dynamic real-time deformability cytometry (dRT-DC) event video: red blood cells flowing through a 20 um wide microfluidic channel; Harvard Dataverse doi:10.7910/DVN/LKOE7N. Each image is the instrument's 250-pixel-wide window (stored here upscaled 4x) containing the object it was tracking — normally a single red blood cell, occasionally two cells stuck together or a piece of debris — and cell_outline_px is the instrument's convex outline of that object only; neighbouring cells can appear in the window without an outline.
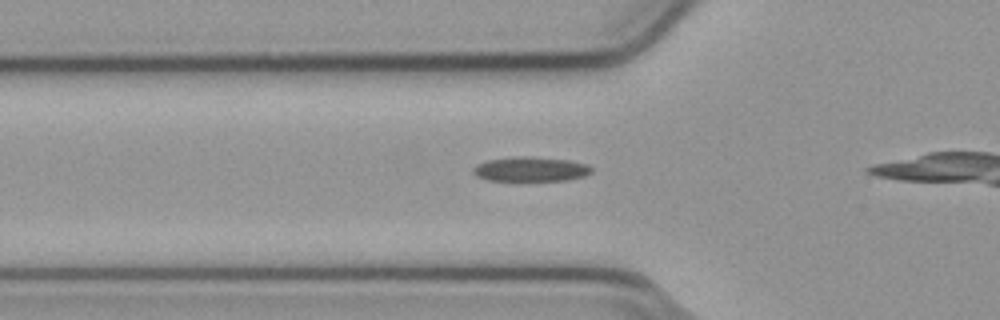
{"species": "common noctule bat (a hibernating species)", "species_latin": "Nyctalus noctula", "temperature_condition": "cold", "stored_images_in_passage": 32, "camera_frame_rate_fps": 3000, "um_per_image_px": 0.085, "animal": {"sex": "male", "body_mass_g": 23.1, "forearm_length_mm": 52.7}, "frame": {"image": 1, "passage_image": 7, "time_ms": 2.0, "image_size_px": [1000, 320], "cell_outline_px": [[592, 172], [584, 176], [564, 180], [488, 180], [476, 176], [472, 172], [472, 168], [476, 164], [488, 160], [516, 156], [524, 156], [568, 160], [588, 164], [592, 168]], "centroid_in_image_um": [45.08, 14.37], "position_along_channel_um": 80.7, "area_um2": 16.82}}
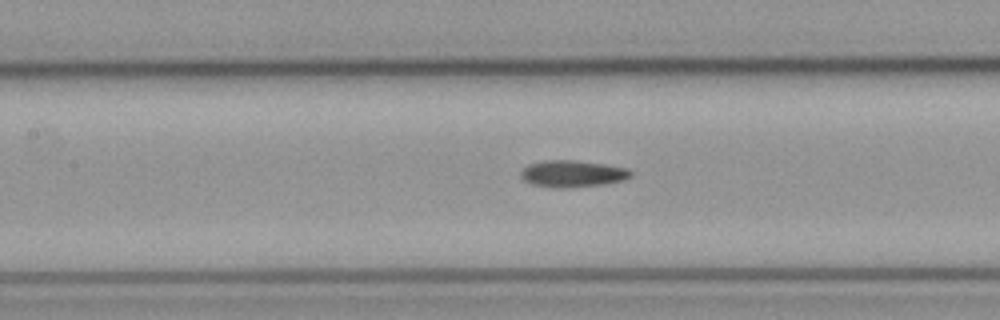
{"frame": {"image": 2, "passage_image": 13, "time_ms": 4.0, "image_size_px": [1000, 320], "cell_outline_px": [[632, 176], [624, 180], [604, 184], [564, 188], [560, 188], [532, 184], [524, 180], [520, 176], [520, 172], [528, 164], [544, 160], [572, 160], [604, 164], [628, 168], [632, 172]], "centroid_in_image_um": [48.67, 14.76], "position_along_channel_um": 158.7, "area_um2": 17.11}}
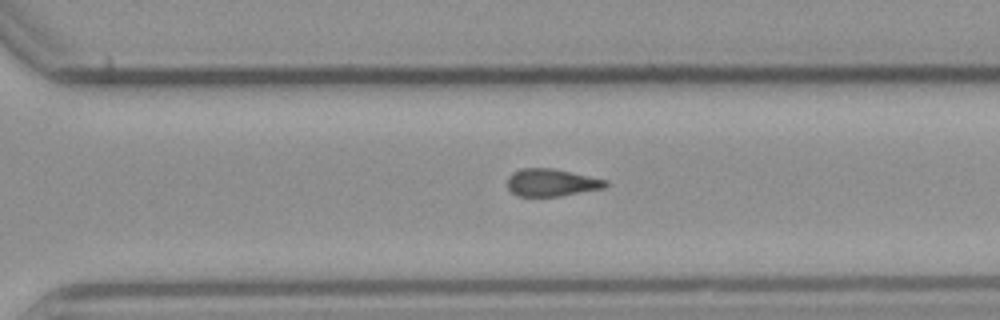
{"frame": {"image": 3, "passage_image": 26, "time_ms": 8.333, "image_size_px": [1000, 320], "cell_outline_px": [[608, 184], [604, 188], [560, 196], [516, 196], [508, 188], [508, 176], [512, 172], [524, 168], [552, 168], [608, 180]], "centroid_in_image_um": [46.87, 15.52], "position_along_channel_um": 323.7, "area_um2": 15.66}}